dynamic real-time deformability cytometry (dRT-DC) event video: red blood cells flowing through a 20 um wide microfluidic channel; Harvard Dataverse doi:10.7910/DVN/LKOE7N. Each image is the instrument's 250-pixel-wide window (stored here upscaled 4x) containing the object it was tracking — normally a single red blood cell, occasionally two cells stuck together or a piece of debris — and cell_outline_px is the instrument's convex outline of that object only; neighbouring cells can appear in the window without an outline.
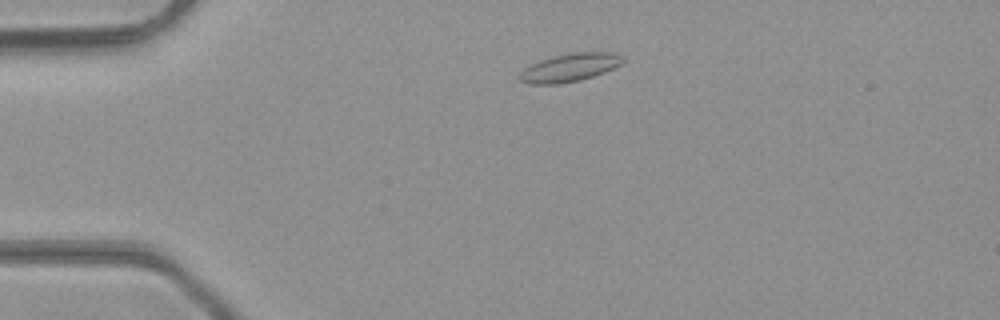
{"species": "common noctule bat (a hibernating species)", "species_latin": "Nyctalus noctula", "temperature_condition": "room temperature", "stored_images_in_passage": 4, "camera_frame_rate_fps": 3000, "um_per_image_px": 0.085, "animal": {"sex": "male", "body_mass_g": 23.1, "forearm_length_mm": 52.7}, "frame": {"image": 1, "passage_image": 4, "time_ms": 1.0, "image_size_px": [1000, 320], "cell_outline_px": [[624, 60], [620, 64], [604, 72], [580, 80], [560, 84], [528, 84], [520, 80], [516, 76], [528, 64], [552, 56], [572, 52], [612, 52], [624, 56]], "centroid_in_image_um": [48.37, 5.74], "position_along_channel_um": 36.6, "area_um2": 17.11}}